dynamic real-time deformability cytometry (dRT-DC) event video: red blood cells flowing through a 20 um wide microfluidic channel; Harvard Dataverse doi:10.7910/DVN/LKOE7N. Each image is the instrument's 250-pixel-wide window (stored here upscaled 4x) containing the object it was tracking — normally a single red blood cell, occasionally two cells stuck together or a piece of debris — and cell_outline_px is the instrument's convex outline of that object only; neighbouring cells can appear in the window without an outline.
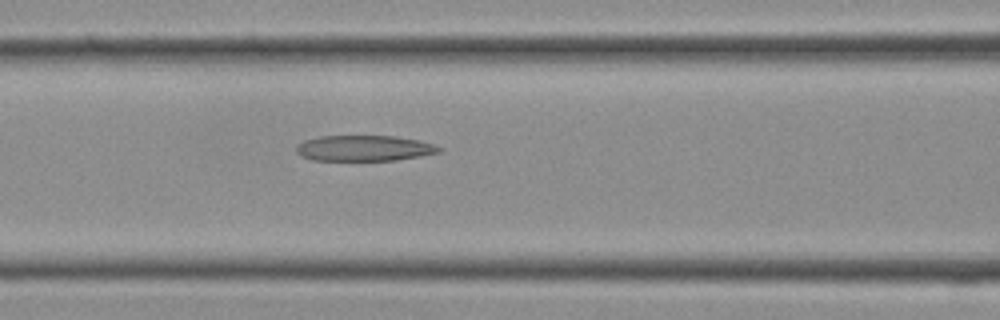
{"species": "Egyptian fruit bat (a non-hibernating species)", "species_latin": "Rousettus aegyptiacus", "temperature_condition": "cold", "stored_images_in_passage": 14, "camera_frame_rate_fps": 3000, "um_per_image_px": 0.085, "frame": {"image": 1, "passage_image": 12, "time_ms": 3.667, "image_size_px": [1000, 320], "cell_outline_px": [[444, 148], [440, 152], [420, 156], [396, 160], [312, 160], [296, 152], [296, 144], [304, 140], [320, 136], [396, 136], [420, 140]], "centroid_in_image_um": [30.97, 12.59], "position_along_channel_um": 135.6, "area_um2": 21.39}}
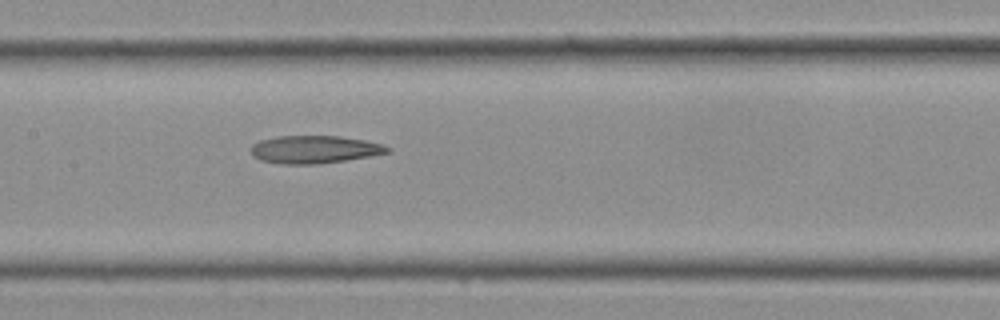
{"frame": {"image": 2, "passage_image": 14, "time_ms": 4.333, "image_size_px": [1000, 320], "cell_outline_px": [[392, 152], [320, 164], [280, 164], [260, 160], [252, 156], [252, 144], [260, 140], [276, 136], [340, 136], [364, 140], [384, 144], [392, 148]], "centroid_in_image_um": [26.74, 12.7], "position_along_channel_um": 180.7, "area_um2": 22.2}}